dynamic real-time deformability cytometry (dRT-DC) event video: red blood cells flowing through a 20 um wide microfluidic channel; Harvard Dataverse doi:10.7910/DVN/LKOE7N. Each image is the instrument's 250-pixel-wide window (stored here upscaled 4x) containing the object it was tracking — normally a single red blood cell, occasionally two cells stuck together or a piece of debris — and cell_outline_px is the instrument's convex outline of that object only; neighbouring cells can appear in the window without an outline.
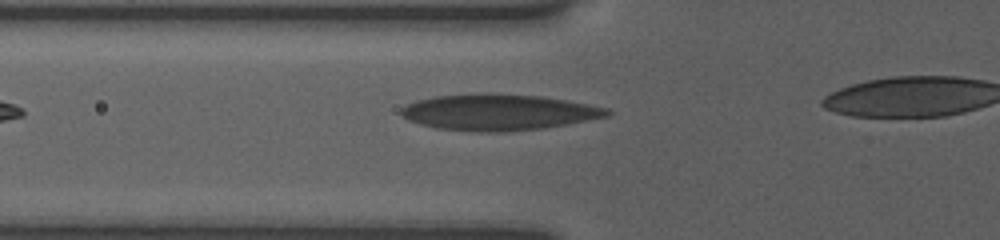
{"species": "human", "species_latin": "Homo sapiens", "temperature_condition": "room temperature", "stored_images_in_passage": 12, "camera_frame_rate_fps": 3000, "um_per_image_px": 0.085, "donor": {"sex": "female"}, "frame": {"image": 1, "passage_image": 3, "time_ms": 1.333, "image_size_px": [1000, 240], "cell_outline_px": [[612, 112], [608, 116], [568, 124], [544, 128], [504, 132], [476, 132], [436, 128], [420, 124], [408, 120], [400, 112], [400, 108], [416, 100], [436, 96], [540, 96], [588, 104], [608, 108]], "centroid_in_image_um": [42.4, 9.59], "position_along_channel_um": 83.4, "area_um2": 42.02}}
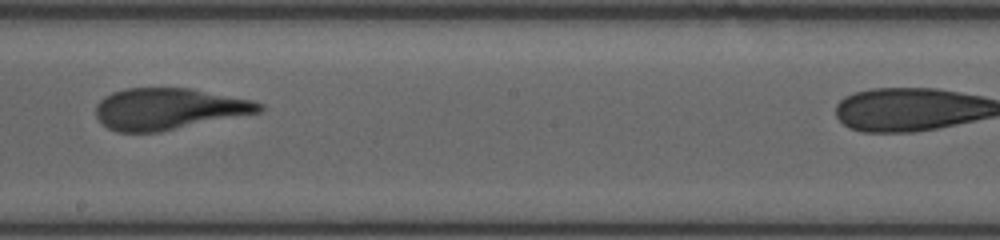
{"frame": {"image": 2, "passage_image": 7, "time_ms": 5.333, "image_size_px": [1000, 240], "cell_outline_px": [[264, 108], [260, 112], [160, 132], [116, 132], [108, 128], [96, 116], [96, 104], [104, 96], [112, 92], [124, 88], [188, 88], [252, 100], [264, 104]], "centroid_in_image_um": [14.31, 9.25], "position_along_channel_um": 233.9, "area_um2": 39.36}}
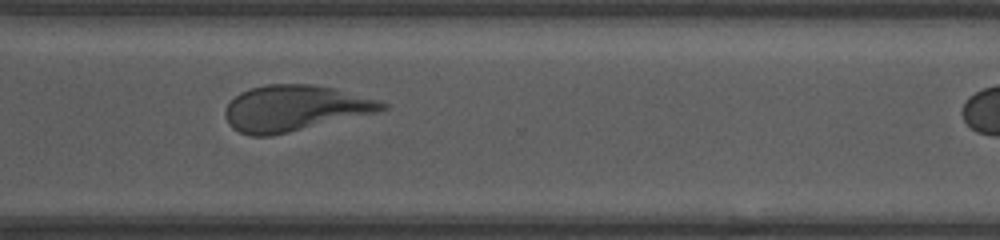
{"frame": {"image": 3, "passage_image": 10, "time_ms": 8.333, "image_size_px": [1000, 240], "cell_outline_px": [[388, 108], [380, 112], [272, 136], [252, 136], [240, 132], [232, 128], [228, 124], [224, 116], [224, 112], [228, 104], [240, 92], [252, 88], [268, 84], [312, 84], [332, 88], [376, 100], [388, 104]], "centroid_in_image_um": [25.03, 9.22], "position_along_channel_um": 345.6, "area_um2": 41.79}}